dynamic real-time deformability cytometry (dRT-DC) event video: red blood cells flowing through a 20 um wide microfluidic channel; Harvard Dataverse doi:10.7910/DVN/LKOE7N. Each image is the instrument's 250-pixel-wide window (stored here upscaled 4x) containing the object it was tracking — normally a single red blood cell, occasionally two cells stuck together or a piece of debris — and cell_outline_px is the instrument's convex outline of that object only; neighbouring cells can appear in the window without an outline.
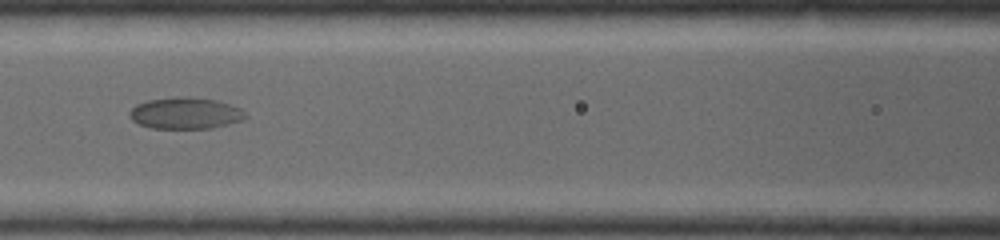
{"species": "common noctule bat (a hibernating species)", "species_latin": "Nyctalus noctula", "temperature_condition": "warm", "stored_images_in_passage": 9, "camera_frame_rate_fps": 5000, "um_per_image_px": 0.085, "animal": {"sex": "female", "body_mass_g": 19.0, "forearm_length_mm": 53.3}, "frame": {"image": 1, "passage_image": 6, "time_ms": 1.4, "image_size_px": [1000, 240], "cell_outline_px": [[248, 116], [244, 120], [212, 128], [152, 128], [140, 124], [132, 120], [128, 116], [128, 112], [136, 104], [148, 100], [176, 96], [188, 96], [216, 100], [240, 108]], "centroid_in_image_um": [15.75, 9.61], "position_along_channel_um": 150.9, "area_um2": 21.39}}
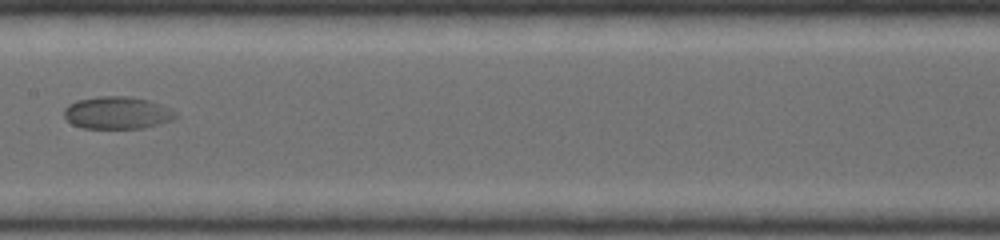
{"frame": {"image": 2, "passage_image": 8, "time_ms": 2.0, "image_size_px": [1000, 240], "cell_outline_px": [[180, 116], [172, 120], [144, 128], [84, 128], [72, 124], [64, 116], [64, 108], [68, 104], [76, 100], [96, 96], [128, 96], [148, 100], [172, 108]], "centroid_in_image_um": [9.98, 9.58], "position_along_channel_um": 197.4, "area_um2": 21.27}}